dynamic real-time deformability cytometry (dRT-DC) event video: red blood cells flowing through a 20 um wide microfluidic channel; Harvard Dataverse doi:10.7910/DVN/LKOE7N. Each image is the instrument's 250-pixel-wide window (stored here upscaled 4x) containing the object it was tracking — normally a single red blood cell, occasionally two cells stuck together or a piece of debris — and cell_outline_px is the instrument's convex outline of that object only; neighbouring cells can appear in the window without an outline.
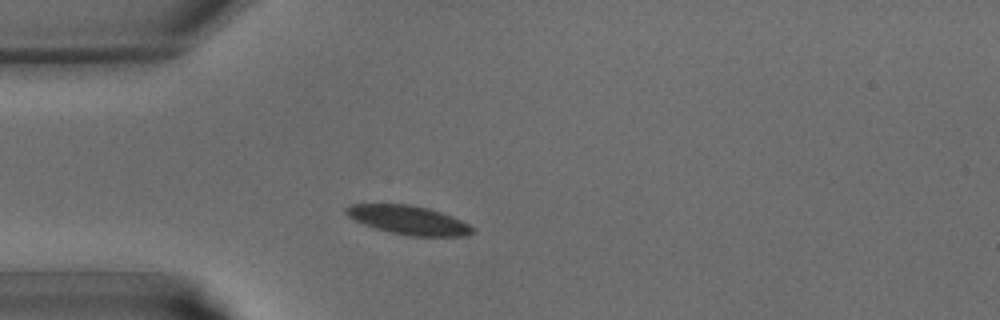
{"species": "common noctule bat (a hibernating species)", "species_latin": "Nyctalus noctula", "temperature_condition": "warm", "stored_images_in_passage": 26, "camera_frame_rate_fps": 3000, "um_per_image_px": 0.085, "animal": {"sex": "male", "body_mass_g": 15.6}, "frame": {"image": 1, "passage_image": 1, "time_ms": 0.0, "image_size_px": [1000, 320], "cell_outline_px": [[476, 232], [468, 236], [408, 236], [376, 228], [364, 224], [348, 216], [344, 212], [344, 208], [352, 204], [408, 204], [428, 208], [452, 216], [476, 228]], "centroid_in_image_um": [34.76, 18.71], "position_along_channel_um": 50.2, "area_um2": 21.21}}
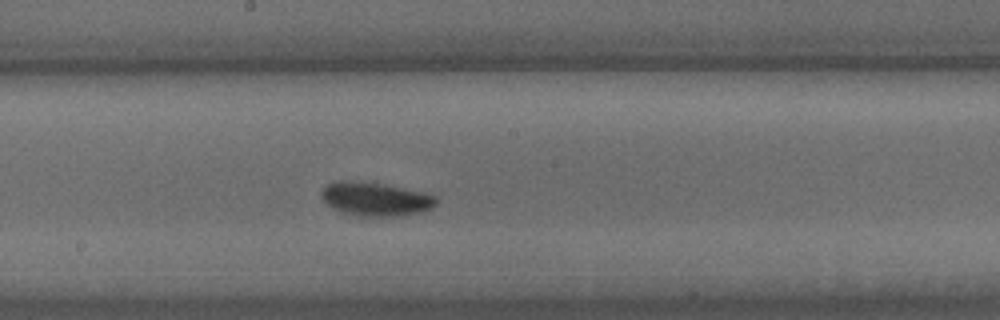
{"frame": {"image": 2, "passage_image": 12, "time_ms": 3.667, "image_size_px": [1000, 320], "cell_outline_px": [[436, 204], [432, 208], [420, 212], [400, 216], [360, 216], [344, 212], [332, 208], [320, 196], [320, 192], [328, 184], [336, 180], [352, 180], [384, 184], [428, 192], [436, 196]], "centroid_in_image_um": [31.94, 16.9], "position_along_channel_um": 216.3, "area_um2": 22.72}}
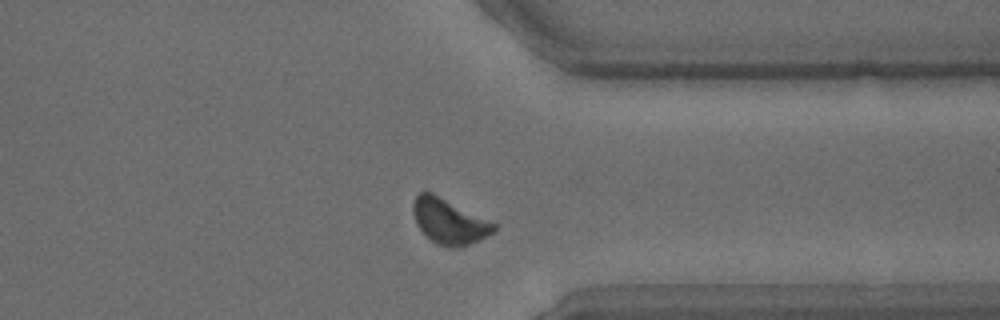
{"frame": {"image": 3, "passage_image": 22, "time_ms": 7.0, "image_size_px": [1000, 320], "cell_outline_px": [[496, 232], [480, 240], [468, 244], [436, 244], [416, 224], [412, 208], [412, 204], [416, 196], [420, 192], [432, 192], [496, 224]], "centroid_in_image_um": [38.18, 18.77], "position_along_channel_um": 373.2, "area_um2": 20.52}}